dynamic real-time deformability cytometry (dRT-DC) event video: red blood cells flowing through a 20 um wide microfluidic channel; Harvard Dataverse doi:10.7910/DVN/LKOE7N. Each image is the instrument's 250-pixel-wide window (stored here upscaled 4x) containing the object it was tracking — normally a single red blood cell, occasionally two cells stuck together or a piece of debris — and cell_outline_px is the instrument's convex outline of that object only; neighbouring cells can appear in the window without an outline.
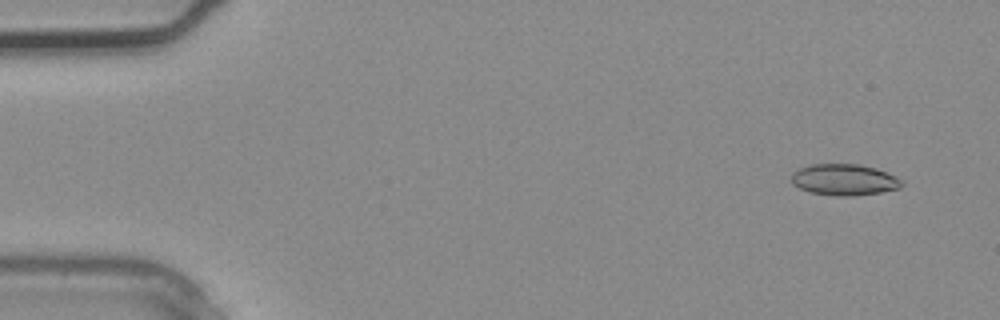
{"species": "common noctule bat (a hibernating species)", "species_latin": "Nyctalus noctula", "temperature_condition": "warm", "stored_images_in_passage": 4, "camera_frame_rate_fps": 3000, "um_per_image_px": 0.085, "animal": {"sex": "male", "body_mass_g": 20.4}, "frame": {"image": 1, "passage_image": 1, "time_ms": 0.0, "image_size_px": [1000, 320], "cell_outline_px": [[904, 184], [900, 188], [880, 192], [852, 196], [836, 196], [812, 192], [800, 188], [792, 184], [792, 172], [800, 168], [812, 164], [860, 164], [876, 168], [896, 176]], "centroid_in_image_um": [71.77, 15.27], "position_along_channel_um": 13.2, "area_um2": 20.06}}
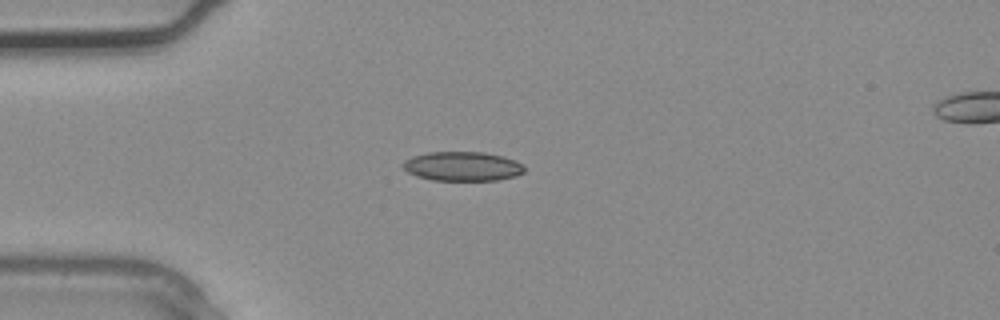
{"frame": {"image": 2, "passage_image": 3, "time_ms": 0.667, "image_size_px": [1000, 320], "cell_outline_px": [[524, 172], [516, 176], [496, 180], [432, 180], [416, 176], [408, 172], [400, 164], [404, 160], [412, 156], [428, 152], [484, 152], [504, 156], [516, 160], [524, 164]], "centroid_in_image_um": [39.31, 14.13], "position_along_channel_um": 45.7, "area_um2": 20.92}}